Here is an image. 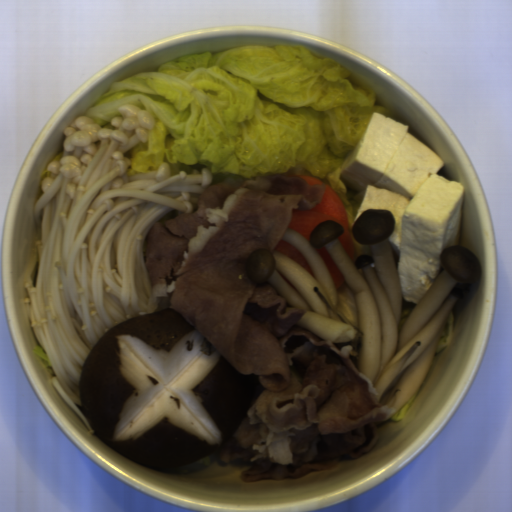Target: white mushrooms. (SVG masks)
I'll return each mask as SVG.
<instances>
[{"instance_id": "1", "label": "white mushrooms", "mask_w": 512, "mask_h": 512, "mask_svg": "<svg viewBox=\"0 0 512 512\" xmlns=\"http://www.w3.org/2000/svg\"><path fill=\"white\" fill-rule=\"evenodd\" d=\"M396 220L385 209H367L349 225L354 260L339 237L342 224L320 221L307 240L287 226L283 239L298 249L313 274L274 250H255L245 269L254 284L267 282L292 308L303 311L297 326L337 348L351 345L352 362L377 390L379 403L394 413L422 386L434 360L451 312L464 298L457 284L478 283L482 265L467 247H445L439 275L401 327L403 297L398 261L389 237ZM326 246L351 286L359 309L360 327L352 325L336 306V287L316 248Z\"/></svg>"}]
</instances>
